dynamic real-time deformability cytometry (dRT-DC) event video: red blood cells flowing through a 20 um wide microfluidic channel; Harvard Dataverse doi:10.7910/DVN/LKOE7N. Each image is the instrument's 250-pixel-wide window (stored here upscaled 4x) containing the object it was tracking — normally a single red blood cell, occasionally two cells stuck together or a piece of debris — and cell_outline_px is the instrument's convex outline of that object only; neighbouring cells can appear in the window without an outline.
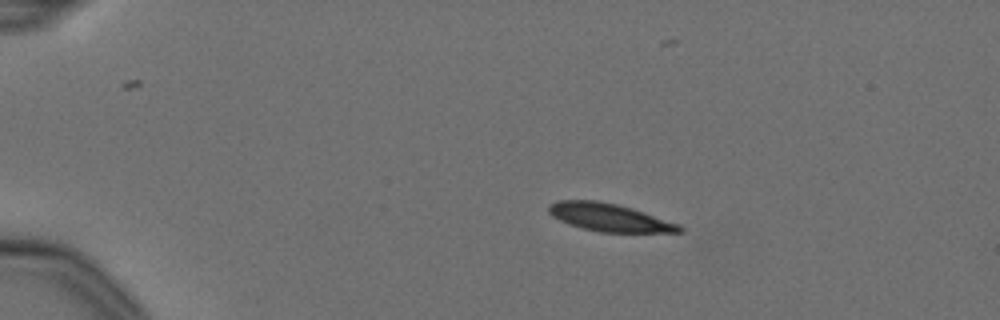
{"species": "Egyptian fruit bat (a non-hibernating species)", "species_latin": "Rousettus aegyptiacus", "temperature_condition": "cold", "stored_images_in_passage": 6, "camera_frame_rate_fps": 3000, "um_per_image_px": 0.085, "animal": {"sex": "female"}, "frame": {"image": 1, "passage_image": 3, "time_ms": 0.667, "image_size_px": [1000, 320], "cell_outline_px": [[684, 232], [600, 232], [580, 228], [568, 224], [552, 216], [548, 212], [548, 204], [560, 200], [596, 200], [616, 204], [632, 208], [680, 224], [684, 228]], "centroid_in_image_um": [51.79, 18.48], "position_along_channel_um": 33.2, "area_um2": 21.27}}